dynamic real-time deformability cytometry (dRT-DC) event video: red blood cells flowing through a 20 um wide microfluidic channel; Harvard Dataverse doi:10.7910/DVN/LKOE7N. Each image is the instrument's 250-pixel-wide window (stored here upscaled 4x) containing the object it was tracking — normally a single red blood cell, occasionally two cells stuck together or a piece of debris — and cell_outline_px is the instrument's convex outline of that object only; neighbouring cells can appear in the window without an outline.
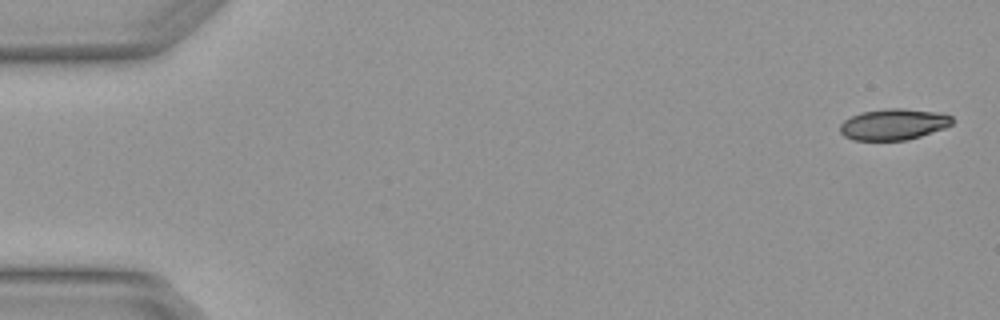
{"species": "Egyptian fruit bat (a non-hibernating species)", "species_latin": "Rousettus aegyptiacus", "temperature_condition": "warm", "stored_images_in_passage": 6, "camera_frame_rate_fps": 3000, "um_per_image_px": 0.085, "animal": {"sex": "female"}, "frame": {"image": 1, "passage_image": 1, "time_ms": 0.0, "image_size_px": [1000, 320], "cell_outline_px": [[952, 124], [944, 128], [908, 140], [852, 140], [844, 136], [840, 132], [840, 124], [844, 120], [860, 112], [884, 108], [904, 108], [940, 112], [952, 116]], "centroid_in_image_um": [75.94, 10.56], "position_along_channel_um": 9.1, "area_um2": 20.52}}
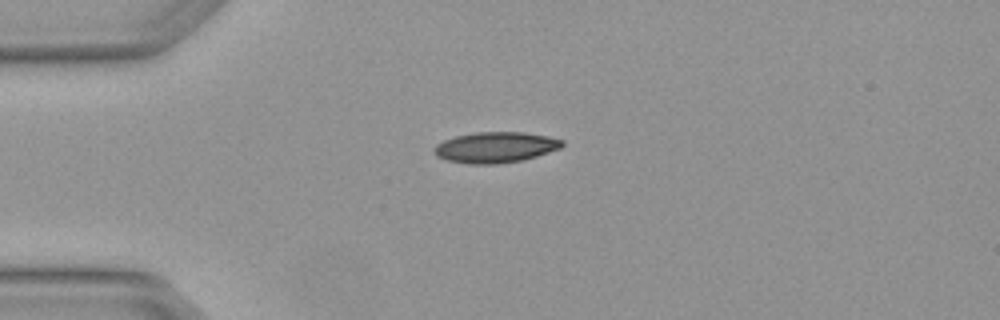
{"frame": {"image": 2, "passage_image": 4, "time_ms": 1.0, "image_size_px": [1000, 320], "cell_outline_px": [[564, 144], [560, 148], [524, 160], [496, 164], [468, 164], [444, 160], [436, 156], [432, 152], [432, 148], [436, 144], [444, 140], [456, 136], [476, 132], [524, 132], [548, 136], [564, 140]], "centroid_in_image_um": [42.08, 12.53], "position_along_channel_um": 42.9, "area_um2": 23.18}}
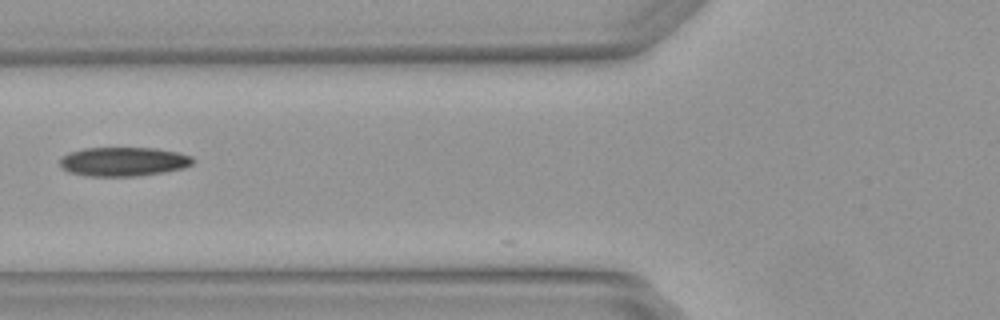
{"frame": {"image": 3, "passage_image": 6, "time_ms": 1.667, "image_size_px": [1000, 320], "cell_outline_px": [[196, 160], [192, 164], [184, 168], [164, 172], [136, 176], [88, 176], [68, 172], [60, 168], [60, 160], [68, 152], [84, 148], [156, 148], [176, 152], [192, 156]], "centroid_in_image_um": [10.49, 13.74], "position_along_channel_um": 115.3, "area_um2": 22.66}}